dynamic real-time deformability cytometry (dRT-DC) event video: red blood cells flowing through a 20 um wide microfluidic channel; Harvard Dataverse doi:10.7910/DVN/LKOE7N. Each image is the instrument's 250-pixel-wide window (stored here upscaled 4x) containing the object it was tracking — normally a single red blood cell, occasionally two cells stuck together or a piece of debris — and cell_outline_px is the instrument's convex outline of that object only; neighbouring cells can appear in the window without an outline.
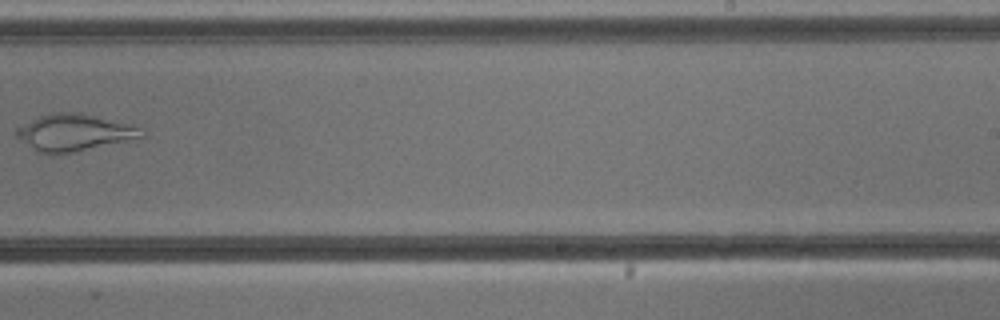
{"species": "common noctule bat (a hibernating species)", "species_latin": "Nyctalus noctula", "temperature_condition": "cold", "stored_images_in_passage": 14, "camera_frame_rate_fps": 3000, "um_per_image_px": 0.085, "animal": {"sex": "male", "body_mass_g": 13.3}, "frame": {"image": 1, "passage_image": 9, "time_ms": 10.333, "image_size_px": [1000, 320], "cell_outline_px": [[144, 136], [68, 152], [40, 152], [16, 136], [16, 128], [40, 116], [52, 112], [76, 112], [140, 128]], "centroid_in_image_um": [6.22, 11.23], "position_along_channel_um": 282.8, "area_um2": 25.03}}